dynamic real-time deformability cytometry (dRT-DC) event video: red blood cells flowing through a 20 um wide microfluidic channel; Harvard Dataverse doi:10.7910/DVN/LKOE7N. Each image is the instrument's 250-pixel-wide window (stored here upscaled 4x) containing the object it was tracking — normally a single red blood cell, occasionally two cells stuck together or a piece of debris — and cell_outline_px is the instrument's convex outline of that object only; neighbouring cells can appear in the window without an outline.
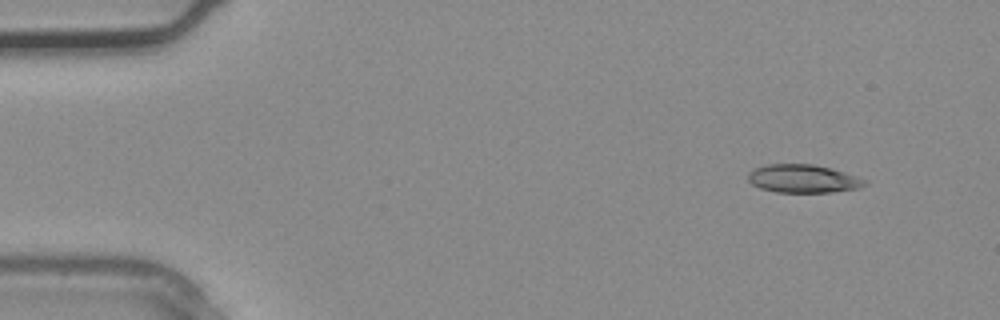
{"species": "common noctule bat (a hibernating species)", "species_latin": "Nyctalus noctula", "temperature_condition": "warm", "stored_images_in_passage": 3, "camera_frame_rate_fps": 3000, "um_per_image_px": 0.085, "animal": {"sex": "male", "body_mass_g": 20.4}, "frame": {"image": 1, "passage_image": 1, "time_ms": 0.0, "image_size_px": [1000, 320], "cell_outline_px": [[868, 184], [860, 188], [832, 192], [776, 192], [760, 188], [752, 184], [748, 180], [748, 172], [756, 168], [768, 164], [812, 164], [832, 168], [868, 180]], "centroid_in_image_um": [68.29, 15.19], "position_along_channel_um": 16.7, "area_um2": 19.25}}